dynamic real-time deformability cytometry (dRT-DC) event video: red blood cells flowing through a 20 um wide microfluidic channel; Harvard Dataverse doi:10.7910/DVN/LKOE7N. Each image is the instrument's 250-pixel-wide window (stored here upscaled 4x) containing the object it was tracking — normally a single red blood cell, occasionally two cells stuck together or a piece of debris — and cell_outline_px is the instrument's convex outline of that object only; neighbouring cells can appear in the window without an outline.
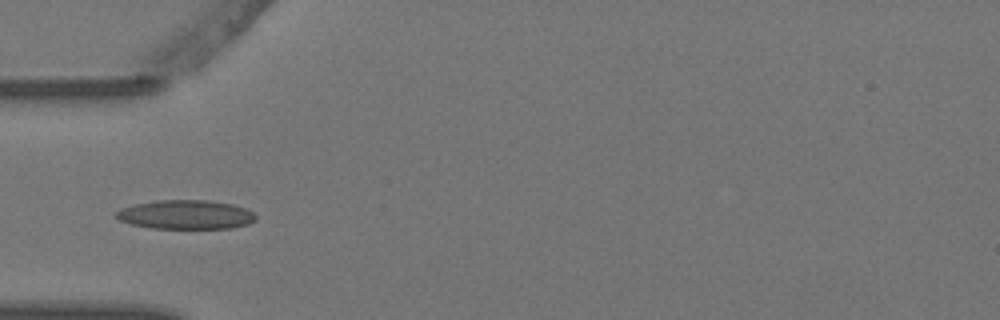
{"species": "Egyptian fruit bat (a non-hibernating species)", "species_latin": "Rousettus aegyptiacus", "temperature_condition": "warm", "stored_images_in_passage": 5, "camera_frame_rate_fps": 3000, "um_per_image_px": 0.085, "animal": {"sex": "female"}, "frame": {"image": 1, "passage_image": 3, "time_ms": 0.667, "image_size_px": [1000, 320], "cell_outline_px": [[256, 220], [248, 224], [232, 228], [152, 228], [132, 224], [120, 220], [112, 216], [112, 212], [120, 208], [136, 204], [156, 200], [208, 200], [232, 204], [244, 208], [252, 212], [256, 216]], "centroid_in_image_um": [15.74, 18.24], "position_along_channel_um": 69.3, "area_um2": 23.76}}
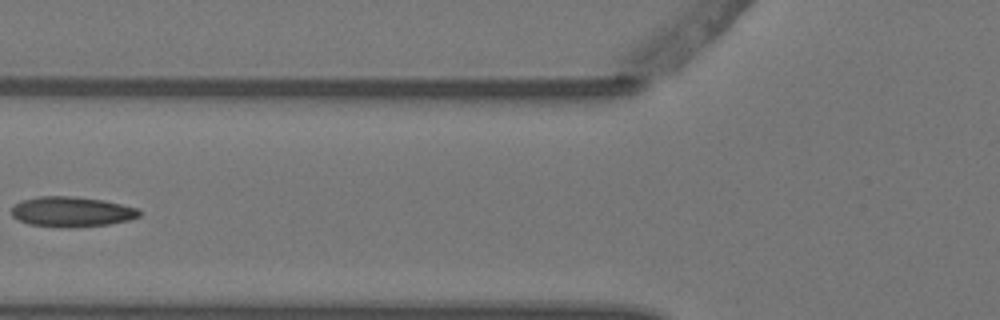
{"frame": {"image": 2, "passage_image": 4, "time_ms": 1.0, "image_size_px": [1000, 320], "cell_outline_px": [[140, 216], [128, 220], [108, 224], [28, 224], [12, 216], [12, 204], [20, 200], [40, 196], [76, 196], [104, 200], [140, 208]], "centroid_in_image_um": [6.1, 17.92], "position_along_channel_um": 119.7, "area_um2": 21.5}}
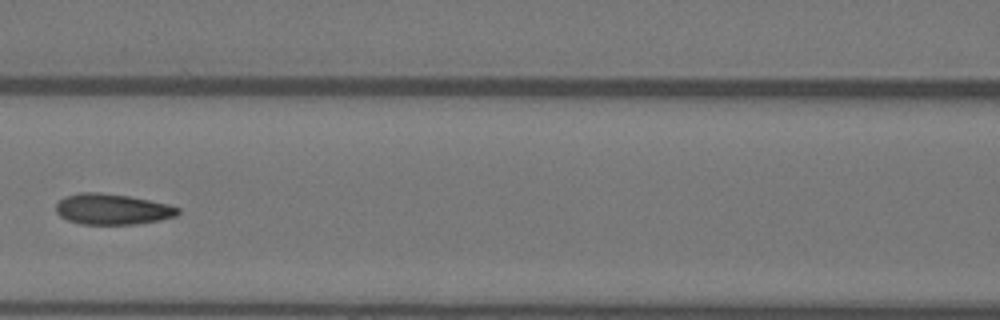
{"frame": {"image": 3, "passage_image": 5, "time_ms": 1.333, "image_size_px": [1000, 320], "cell_outline_px": [[180, 212], [176, 216], [160, 220], [136, 224], [80, 224], [68, 220], [60, 216], [56, 212], [56, 204], [64, 196], [80, 192], [100, 192], [128, 196], [168, 204], [180, 208]], "centroid_in_image_um": [9.54, 17.78], "position_along_channel_um": 157.1, "area_um2": 21.91}}